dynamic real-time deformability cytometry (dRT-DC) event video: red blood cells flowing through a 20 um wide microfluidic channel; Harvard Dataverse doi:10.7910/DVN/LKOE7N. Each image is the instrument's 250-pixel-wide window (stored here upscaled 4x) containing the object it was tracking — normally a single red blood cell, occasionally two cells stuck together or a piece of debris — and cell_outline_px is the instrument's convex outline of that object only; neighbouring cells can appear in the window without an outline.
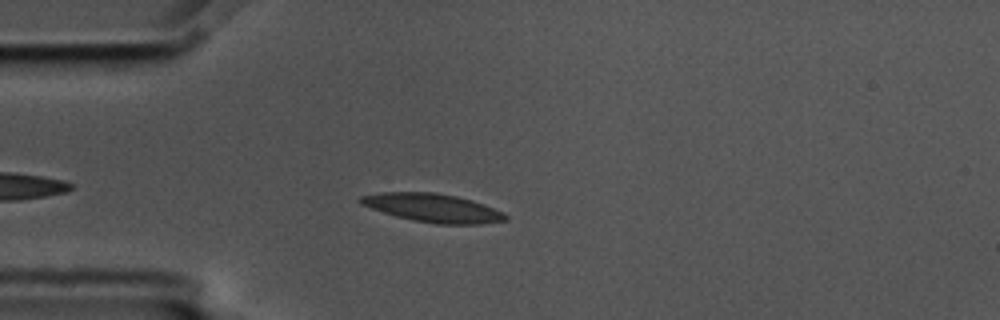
{"species": "common noctule bat (a hibernating species)", "species_latin": "Nyctalus noctula", "temperature_condition": "cold", "stored_images_in_passage": 38, "camera_frame_rate_fps": 3000, "um_per_image_px": 0.085, "animal": {"sex": "male", "body_mass_g": 17.5, "forearm_length_mm": 52.3}, "frame": {"image": 1, "passage_image": 6, "time_ms": 1.667, "image_size_px": [1000, 320], "cell_outline_px": [[508, 220], [480, 224], [436, 224], [412, 220], [396, 216], [360, 204], [360, 196], [380, 192], [436, 192], [456, 196], [472, 200], [484, 204], [504, 212], [508, 216]], "centroid_in_image_um": [36.83, 17.67], "position_along_channel_um": 48.2, "area_um2": 24.04}}
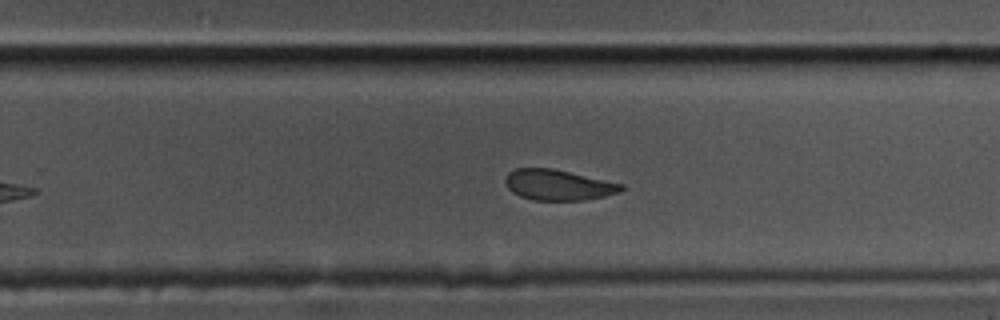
{"frame": {"image": 2, "passage_image": 27, "time_ms": 8.667, "image_size_px": [1000, 320], "cell_outline_px": [[624, 188], [620, 192], [604, 196], [584, 200], [532, 200], [520, 196], [512, 192], [508, 188], [504, 180], [504, 176], [508, 172], [516, 168], [552, 168], [624, 184]], "centroid_in_image_um": [47.42, 15.71], "position_along_channel_um": 282.4, "area_um2": 20.75}}
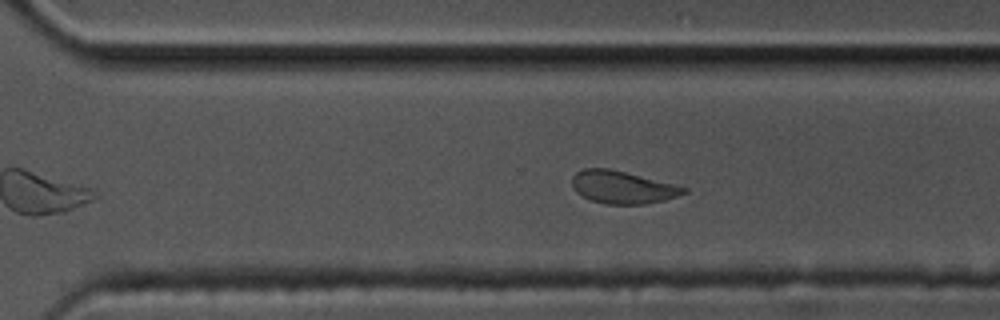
{"frame": {"image": 3, "passage_image": 30, "time_ms": 9.667, "image_size_px": [1000, 320], "cell_outline_px": [[688, 192], [664, 200], [648, 204], [604, 204], [592, 200], [576, 192], [572, 188], [572, 176], [576, 172], [584, 168], [608, 168], [688, 188]], "centroid_in_image_um": [52.88, 15.92], "position_along_channel_um": 317.7, "area_um2": 20.98}, "authors_computed_cell_mechanics": {"area_um2": 22.5131, "velocity_mm_per_s": 3.5295, "shape_relaxation_time_tau1_ms": 6.7627, "shape_relaxation_time_tau2_ms": 3.2948, "deformation_change_tau1": 0.1597, "deformation_change_tau2": 0.0881}}